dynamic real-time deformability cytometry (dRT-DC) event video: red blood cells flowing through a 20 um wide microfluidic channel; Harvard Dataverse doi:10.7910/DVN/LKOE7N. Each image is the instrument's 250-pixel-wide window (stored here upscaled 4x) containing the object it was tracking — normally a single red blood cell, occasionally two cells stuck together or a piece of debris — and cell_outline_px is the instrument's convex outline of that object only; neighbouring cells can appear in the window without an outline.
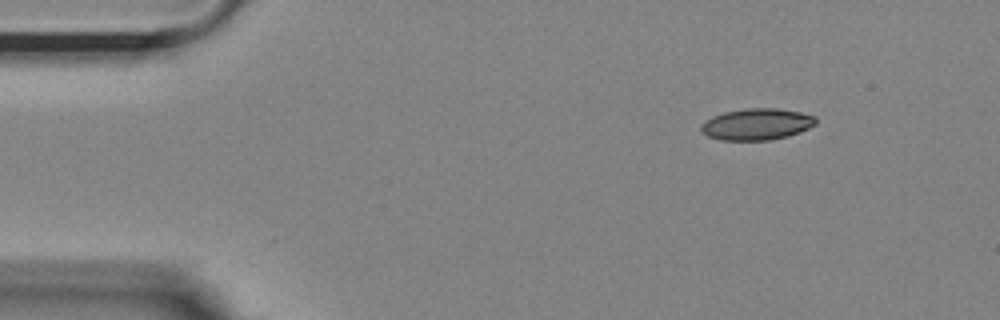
{"species": "Egyptian fruit bat (a non-hibernating species)", "species_latin": "Rousettus aegyptiacus", "temperature_condition": "room temperature", "stored_images_in_passage": 48, "camera_frame_rate_fps": 3000, "um_per_image_px": 0.085, "animal": {"sex": "female"}, "frame": {"image": 1, "passage_image": 1, "time_ms": 0.0, "image_size_px": [1000, 320], "cell_outline_px": [[816, 124], [800, 132], [788, 136], [768, 140], [720, 140], [708, 136], [700, 128], [700, 124], [704, 120], [712, 116], [724, 112], [748, 108], [776, 108], [800, 112], [816, 116]], "centroid_in_image_um": [64.32, 10.55], "position_along_channel_um": 20.7, "area_um2": 21.1}}
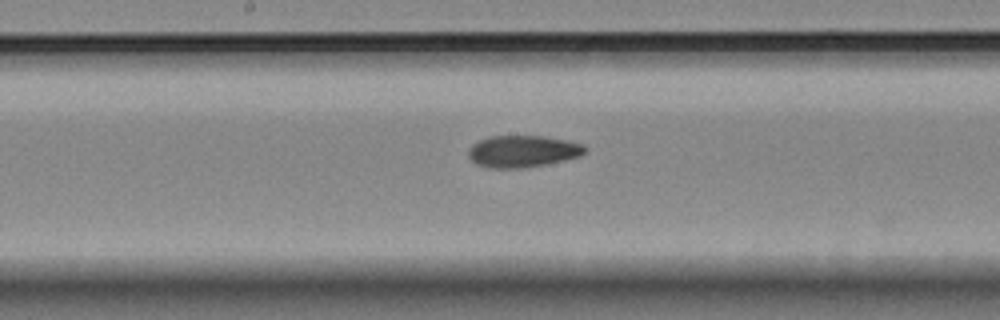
{"frame": {"image": 2, "passage_image": 22, "time_ms": 7.0, "image_size_px": [1000, 320], "cell_outline_px": [[588, 148], [580, 156], [564, 160], [524, 168], [488, 168], [476, 164], [468, 156], [468, 152], [472, 144], [488, 136], [544, 136], [568, 140], [584, 144]], "centroid_in_image_um": [44.44, 12.86], "position_along_channel_um": 203.8, "area_um2": 21.73}}
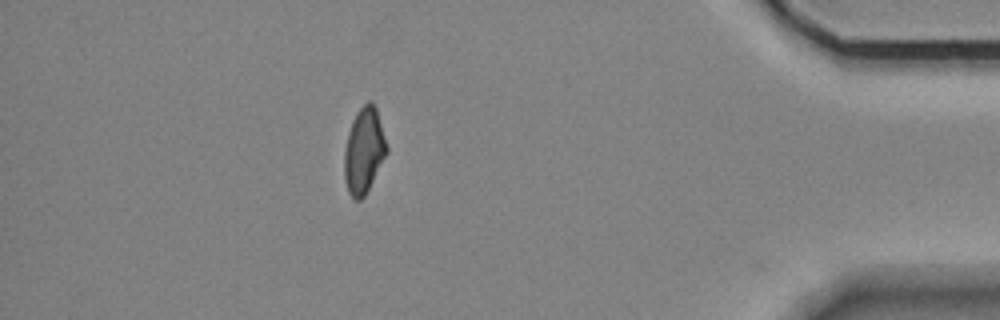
{"frame": {"image": 3, "passage_image": 42, "time_ms": 13.667, "image_size_px": [1000, 320], "cell_outline_px": [[388, 152], [364, 196], [360, 200], [356, 200], [348, 192], [344, 176], [344, 152], [348, 132], [352, 120], [356, 112], [368, 100], [372, 100], [376, 108], [388, 148]], "centroid_in_image_um": [30.93, 12.78], "position_along_channel_um": 404.3, "area_um2": 21.04}}